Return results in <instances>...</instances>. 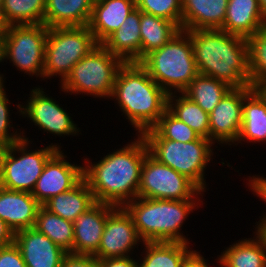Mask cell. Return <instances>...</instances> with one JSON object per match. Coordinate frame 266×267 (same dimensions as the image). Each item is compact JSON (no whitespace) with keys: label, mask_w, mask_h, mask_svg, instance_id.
I'll list each match as a JSON object with an SVG mask.
<instances>
[{"label":"cell","mask_w":266,"mask_h":267,"mask_svg":"<svg viewBox=\"0 0 266 267\" xmlns=\"http://www.w3.org/2000/svg\"><path fill=\"white\" fill-rule=\"evenodd\" d=\"M148 154L145 139L137 134L130 144L107 153L96 163L84 158L83 178L96 202L123 207L137 198L141 169Z\"/></svg>","instance_id":"1"},{"label":"cell","mask_w":266,"mask_h":267,"mask_svg":"<svg viewBox=\"0 0 266 267\" xmlns=\"http://www.w3.org/2000/svg\"><path fill=\"white\" fill-rule=\"evenodd\" d=\"M186 32L191 38L199 74L220 80L231 88L252 87L246 38L229 34L221 29Z\"/></svg>","instance_id":"2"},{"label":"cell","mask_w":266,"mask_h":267,"mask_svg":"<svg viewBox=\"0 0 266 267\" xmlns=\"http://www.w3.org/2000/svg\"><path fill=\"white\" fill-rule=\"evenodd\" d=\"M168 94L135 62L119 69L112 96L138 135L152 129L167 109Z\"/></svg>","instance_id":"3"},{"label":"cell","mask_w":266,"mask_h":267,"mask_svg":"<svg viewBox=\"0 0 266 267\" xmlns=\"http://www.w3.org/2000/svg\"><path fill=\"white\" fill-rule=\"evenodd\" d=\"M201 200H165L137 197L123 208L132 217L144 242H181L190 244L181 227ZM199 205V206H198Z\"/></svg>","instance_id":"4"},{"label":"cell","mask_w":266,"mask_h":267,"mask_svg":"<svg viewBox=\"0 0 266 267\" xmlns=\"http://www.w3.org/2000/svg\"><path fill=\"white\" fill-rule=\"evenodd\" d=\"M139 64L167 94L182 93L199 74L190 35L184 30Z\"/></svg>","instance_id":"5"},{"label":"cell","mask_w":266,"mask_h":267,"mask_svg":"<svg viewBox=\"0 0 266 267\" xmlns=\"http://www.w3.org/2000/svg\"><path fill=\"white\" fill-rule=\"evenodd\" d=\"M149 154L159 163L171 167L190 179L202 192H206L205 169L212 161L214 143L199 137L190 142L163 139L153 128L142 134Z\"/></svg>","instance_id":"6"},{"label":"cell","mask_w":266,"mask_h":267,"mask_svg":"<svg viewBox=\"0 0 266 267\" xmlns=\"http://www.w3.org/2000/svg\"><path fill=\"white\" fill-rule=\"evenodd\" d=\"M125 62L98 44L78 61L60 83L65 94H87L95 98H111L119 69ZM67 92V93H66Z\"/></svg>","instance_id":"7"},{"label":"cell","mask_w":266,"mask_h":267,"mask_svg":"<svg viewBox=\"0 0 266 267\" xmlns=\"http://www.w3.org/2000/svg\"><path fill=\"white\" fill-rule=\"evenodd\" d=\"M97 45L88 25L48 28L43 80L58 75L62 83L74 65Z\"/></svg>","instance_id":"8"},{"label":"cell","mask_w":266,"mask_h":267,"mask_svg":"<svg viewBox=\"0 0 266 267\" xmlns=\"http://www.w3.org/2000/svg\"><path fill=\"white\" fill-rule=\"evenodd\" d=\"M23 134L22 139L12 144L6 154L0 186L9 190L32 192L46 162L62 147L52 143L32 151L28 147L31 140Z\"/></svg>","instance_id":"9"},{"label":"cell","mask_w":266,"mask_h":267,"mask_svg":"<svg viewBox=\"0 0 266 267\" xmlns=\"http://www.w3.org/2000/svg\"><path fill=\"white\" fill-rule=\"evenodd\" d=\"M47 32L45 24L6 26L5 60L13 63L20 72L43 79Z\"/></svg>","instance_id":"10"},{"label":"cell","mask_w":266,"mask_h":267,"mask_svg":"<svg viewBox=\"0 0 266 267\" xmlns=\"http://www.w3.org/2000/svg\"><path fill=\"white\" fill-rule=\"evenodd\" d=\"M199 195H204V192L190 179L171 167L159 163L150 154L145 157L137 197L165 200H200L197 197Z\"/></svg>","instance_id":"11"},{"label":"cell","mask_w":266,"mask_h":267,"mask_svg":"<svg viewBox=\"0 0 266 267\" xmlns=\"http://www.w3.org/2000/svg\"><path fill=\"white\" fill-rule=\"evenodd\" d=\"M44 88L34 87L29 92L30 97L26 105L18 104L17 110L23 118L29 119L31 123L42 129L43 132L56 136H76L79 130L69 113L54 99L46 95Z\"/></svg>","instance_id":"12"},{"label":"cell","mask_w":266,"mask_h":267,"mask_svg":"<svg viewBox=\"0 0 266 267\" xmlns=\"http://www.w3.org/2000/svg\"><path fill=\"white\" fill-rule=\"evenodd\" d=\"M252 87L232 88L209 114V139L215 144H235L242 127L244 97Z\"/></svg>","instance_id":"13"},{"label":"cell","mask_w":266,"mask_h":267,"mask_svg":"<svg viewBox=\"0 0 266 267\" xmlns=\"http://www.w3.org/2000/svg\"><path fill=\"white\" fill-rule=\"evenodd\" d=\"M143 242L132 217L123 207H117L107 217L98 250L93 256L97 260L127 257Z\"/></svg>","instance_id":"14"},{"label":"cell","mask_w":266,"mask_h":267,"mask_svg":"<svg viewBox=\"0 0 266 267\" xmlns=\"http://www.w3.org/2000/svg\"><path fill=\"white\" fill-rule=\"evenodd\" d=\"M58 149L46 162L33 191L35 199L43 205L50 198L67 192L83 179V165L72 164Z\"/></svg>","instance_id":"15"},{"label":"cell","mask_w":266,"mask_h":267,"mask_svg":"<svg viewBox=\"0 0 266 267\" xmlns=\"http://www.w3.org/2000/svg\"><path fill=\"white\" fill-rule=\"evenodd\" d=\"M117 207L96 202L73 222V254L94 255L99 247L107 217Z\"/></svg>","instance_id":"16"},{"label":"cell","mask_w":266,"mask_h":267,"mask_svg":"<svg viewBox=\"0 0 266 267\" xmlns=\"http://www.w3.org/2000/svg\"><path fill=\"white\" fill-rule=\"evenodd\" d=\"M14 243L19 248L26 267H62L67 254L35 228L16 232Z\"/></svg>","instance_id":"17"},{"label":"cell","mask_w":266,"mask_h":267,"mask_svg":"<svg viewBox=\"0 0 266 267\" xmlns=\"http://www.w3.org/2000/svg\"><path fill=\"white\" fill-rule=\"evenodd\" d=\"M41 206L31 192L9 190L0 186V219L14 233L34 228Z\"/></svg>","instance_id":"18"},{"label":"cell","mask_w":266,"mask_h":267,"mask_svg":"<svg viewBox=\"0 0 266 267\" xmlns=\"http://www.w3.org/2000/svg\"><path fill=\"white\" fill-rule=\"evenodd\" d=\"M135 8L136 0H94L88 27L96 42L102 44Z\"/></svg>","instance_id":"19"},{"label":"cell","mask_w":266,"mask_h":267,"mask_svg":"<svg viewBox=\"0 0 266 267\" xmlns=\"http://www.w3.org/2000/svg\"><path fill=\"white\" fill-rule=\"evenodd\" d=\"M266 25L259 0H228L226 16L221 30L249 38Z\"/></svg>","instance_id":"20"},{"label":"cell","mask_w":266,"mask_h":267,"mask_svg":"<svg viewBox=\"0 0 266 267\" xmlns=\"http://www.w3.org/2000/svg\"><path fill=\"white\" fill-rule=\"evenodd\" d=\"M102 45L125 63L141 61L140 10L130 12L118 30L113 32Z\"/></svg>","instance_id":"21"},{"label":"cell","mask_w":266,"mask_h":267,"mask_svg":"<svg viewBox=\"0 0 266 267\" xmlns=\"http://www.w3.org/2000/svg\"><path fill=\"white\" fill-rule=\"evenodd\" d=\"M228 0H182V30L220 29Z\"/></svg>","instance_id":"22"},{"label":"cell","mask_w":266,"mask_h":267,"mask_svg":"<svg viewBox=\"0 0 266 267\" xmlns=\"http://www.w3.org/2000/svg\"><path fill=\"white\" fill-rule=\"evenodd\" d=\"M266 142V91L253 88L243 102L242 127L235 143ZM265 141V142H264Z\"/></svg>","instance_id":"23"},{"label":"cell","mask_w":266,"mask_h":267,"mask_svg":"<svg viewBox=\"0 0 266 267\" xmlns=\"http://www.w3.org/2000/svg\"><path fill=\"white\" fill-rule=\"evenodd\" d=\"M255 230L256 237L237 240L218 255L221 267H266V239Z\"/></svg>","instance_id":"24"},{"label":"cell","mask_w":266,"mask_h":267,"mask_svg":"<svg viewBox=\"0 0 266 267\" xmlns=\"http://www.w3.org/2000/svg\"><path fill=\"white\" fill-rule=\"evenodd\" d=\"M94 0H46L44 24L48 28L86 26Z\"/></svg>","instance_id":"25"},{"label":"cell","mask_w":266,"mask_h":267,"mask_svg":"<svg viewBox=\"0 0 266 267\" xmlns=\"http://www.w3.org/2000/svg\"><path fill=\"white\" fill-rule=\"evenodd\" d=\"M96 203L93 192L83 178L75 187L50 198L42 206L65 220L74 222Z\"/></svg>","instance_id":"26"},{"label":"cell","mask_w":266,"mask_h":267,"mask_svg":"<svg viewBox=\"0 0 266 267\" xmlns=\"http://www.w3.org/2000/svg\"><path fill=\"white\" fill-rule=\"evenodd\" d=\"M144 249L138 267H181L184 260L194 251L187 243L143 242Z\"/></svg>","instance_id":"27"},{"label":"cell","mask_w":266,"mask_h":267,"mask_svg":"<svg viewBox=\"0 0 266 267\" xmlns=\"http://www.w3.org/2000/svg\"><path fill=\"white\" fill-rule=\"evenodd\" d=\"M180 30L176 23L140 11L141 60L150 52L160 49Z\"/></svg>","instance_id":"28"},{"label":"cell","mask_w":266,"mask_h":267,"mask_svg":"<svg viewBox=\"0 0 266 267\" xmlns=\"http://www.w3.org/2000/svg\"><path fill=\"white\" fill-rule=\"evenodd\" d=\"M231 89L220 80L198 74L182 93L210 114Z\"/></svg>","instance_id":"29"},{"label":"cell","mask_w":266,"mask_h":267,"mask_svg":"<svg viewBox=\"0 0 266 267\" xmlns=\"http://www.w3.org/2000/svg\"><path fill=\"white\" fill-rule=\"evenodd\" d=\"M167 109L185 122L200 137L209 139V114L183 93H171L167 97Z\"/></svg>","instance_id":"30"},{"label":"cell","mask_w":266,"mask_h":267,"mask_svg":"<svg viewBox=\"0 0 266 267\" xmlns=\"http://www.w3.org/2000/svg\"><path fill=\"white\" fill-rule=\"evenodd\" d=\"M34 228L47 236L64 251L73 254V222L65 220L41 206L37 213Z\"/></svg>","instance_id":"31"},{"label":"cell","mask_w":266,"mask_h":267,"mask_svg":"<svg viewBox=\"0 0 266 267\" xmlns=\"http://www.w3.org/2000/svg\"><path fill=\"white\" fill-rule=\"evenodd\" d=\"M46 0H4L0 15L5 26L44 24Z\"/></svg>","instance_id":"32"},{"label":"cell","mask_w":266,"mask_h":267,"mask_svg":"<svg viewBox=\"0 0 266 267\" xmlns=\"http://www.w3.org/2000/svg\"><path fill=\"white\" fill-rule=\"evenodd\" d=\"M250 85L263 88L266 85V25L247 38Z\"/></svg>","instance_id":"33"},{"label":"cell","mask_w":266,"mask_h":267,"mask_svg":"<svg viewBox=\"0 0 266 267\" xmlns=\"http://www.w3.org/2000/svg\"><path fill=\"white\" fill-rule=\"evenodd\" d=\"M153 129L163 138L177 142H190L200 136L185 122L176 118L168 109L165 110Z\"/></svg>","instance_id":"34"},{"label":"cell","mask_w":266,"mask_h":267,"mask_svg":"<svg viewBox=\"0 0 266 267\" xmlns=\"http://www.w3.org/2000/svg\"><path fill=\"white\" fill-rule=\"evenodd\" d=\"M136 7L141 12L176 23L182 30V0H136Z\"/></svg>","instance_id":"35"},{"label":"cell","mask_w":266,"mask_h":267,"mask_svg":"<svg viewBox=\"0 0 266 267\" xmlns=\"http://www.w3.org/2000/svg\"><path fill=\"white\" fill-rule=\"evenodd\" d=\"M4 74H0V141L7 144H14L18 142L23 137V131L10 130L15 128L13 127L12 120L10 116V104L11 102L8 99V95H6L5 85H4ZM9 128V129H8ZM10 130V131H9ZM13 131V132H11Z\"/></svg>","instance_id":"36"},{"label":"cell","mask_w":266,"mask_h":267,"mask_svg":"<svg viewBox=\"0 0 266 267\" xmlns=\"http://www.w3.org/2000/svg\"><path fill=\"white\" fill-rule=\"evenodd\" d=\"M0 267H26L21 252L14 242L0 247Z\"/></svg>","instance_id":"37"},{"label":"cell","mask_w":266,"mask_h":267,"mask_svg":"<svg viewBox=\"0 0 266 267\" xmlns=\"http://www.w3.org/2000/svg\"><path fill=\"white\" fill-rule=\"evenodd\" d=\"M62 267H100L93 255L67 253L63 259Z\"/></svg>","instance_id":"38"},{"label":"cell","mask_w":266,"mask_h":267,"mask_svg":"<svg viewBox=\"0 0 266 267\" xmlns=\"http://www.w3.org/2000/svg\"><path fill=\"white\" fill-rule=\"evenodd\" d=\"M248 179V188H251L249 190H252V194H256L257 197H260L266 203V177L255 174V176H249ZM263 217H266V214Z\"/></svg>","instance_id":"39"},{"label":"cell","mask_w":266,"mask_h":267,"mask_svg":"<svg viewBox=\"0 0 266 267\" xmlns=\"http://www.w3.org/2000/svg\"><path fill=\"white\" fill-rule=\"evenodd\" d=\"M131 257L102 259L98 263L100 267H138V262Z\"/></svg>","instance_id":"40"},{"label":"cell","mask_w":266,"mask_h":267,"mask_svg":"<svg viewBox=\"0 0 266 267\" xmlns=\"http://www.w3.org/2000/svg\"><path fill=\"white\" fill-rule=\"evenodd\" d=\"M198 252L197 250H194L182 263L181 267H210L209 263L207 262Z\"/></svg>","instance_id":"41"},{"label":"cell","mask_w":266,"mask_h":267,"mask_svg":"<svg viewBox=\"0 0 266 267\" xmlns=\"http://www.w3.org/2000/svg\"><path fill=\"white\" fill-rule=\"evenodd\" d=\"M15 233L9 226L0 219V247L9 245L14 242Z\"/></svg>","instance_id":"42"},{"label":"cell","mask_w":266,"mask_h":267,"mask_svg":"<svg viewBox=\"0 0 266 267\" xmlns=\"http://www.w3.org/2000/svg\"><path fill=\"white\" fill-rule=\"evenodd\" d=\"M10 146H11L10 144L3 143L0 141V181L3 174L4 160Z\"/></svg>","instance_id":"43"},{"label":"cell","mask_w":266,"mask_h":267,"mask_svg":"<svg viewBox=\"0 0 266 267\" xmlns=\"http://www.w3.org/2000/svg\"><path fill=\"white\" fill-rule=\"evenodd\" d=\"M256 229L265 237L266 239V217H261L260 220L255 225Z\"/></svg>","instance_id":"44"},{"label":"cell","mask_w":266,"mask_h":267,"mask_svg":"<svg viewBox=\"0 0 266 267\" xmlns=\"http://www.w3.org/2000/svg\"><path fill=\"white\" fill-rule=\"evenodd\" d=\"M5 60V40L4 35H0V63Z\"/></svg>","instance_id":"45"},{"label":"cell","mask_w":266,"mask_h":267,"mask_svg":"<svg viewBox=\"0 0 266 267\" xmlns=\"http://www.w3.org/2000/svg\"><path fill=\"white\" fill-rule=\"evenodd\" d=\"M259 5L262 13L266 17V0H259Z\"/></svg>","instance_id":"46"},{"label":"cell","mask_w":266,"mask_h":267,"mask_svg":"<svg viewBox=\"0 0 266 267\" xmlns=\"http://www.w3.org/2000/svg\"><path fill=\"white\" fill-rule=\"evenodd\" d=\"M5 27L6 26L2 22L1 15H0V35H4L5 34Z\"/></svg>","instance_id":"47"},{"label":"cell","mask_w":266,"mask_h":267,"mask_svg":"<svg viewBox=\"0 0 266 267\" xmlns=\"http://www.w3.org/2000/svg\"><path fill=\"white\" fill-rule=\"evenodd\" d=\"M3 1H4V0H0V8H1L2 4H3Z\"/></svg>","instance_id":"48"}]
</instances>
